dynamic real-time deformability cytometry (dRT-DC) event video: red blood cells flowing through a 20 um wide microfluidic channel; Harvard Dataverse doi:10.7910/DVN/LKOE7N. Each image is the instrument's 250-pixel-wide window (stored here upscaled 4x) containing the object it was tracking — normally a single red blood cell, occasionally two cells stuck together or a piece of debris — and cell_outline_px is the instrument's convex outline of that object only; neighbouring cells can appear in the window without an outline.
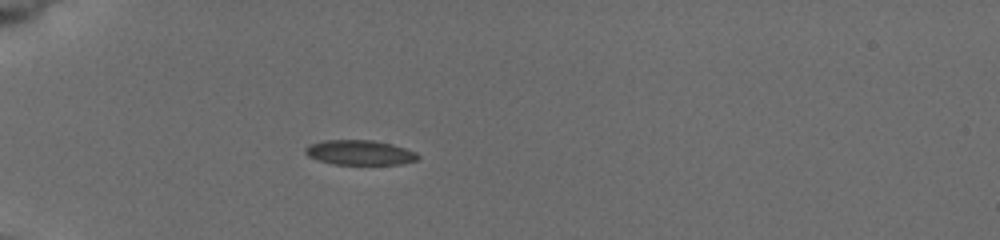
{"species": "common noctule bat (a hibernating species)", "species_latin": "Nyctalus noctula", "temperature_condition": "cold", "stored_images_in_passage": 41, "camera_frame_rate_fps": 3000, "um_per_image_px": 0.085, "animal": {"sex": "female", "body_mass_g": 19.5, "forearm_length_mm": 54.1}, "frame": {"image": 1, "passage_image": 9, "time_ms": 5.0, "image_size_px": [1000, 240], "cell_outline_px": [[420, 156], [416, 160], [404, 164], [332, 164], [316, 160], [308, 156], [304, 152], [304, 148], [308, 144], [324, 140], [372, 140], [392, 144], [416, 152]], "centroid_in_image_um": [30.54, 12.97], "position_along_channel_um": 54.5, "area_um2": 16.42}}
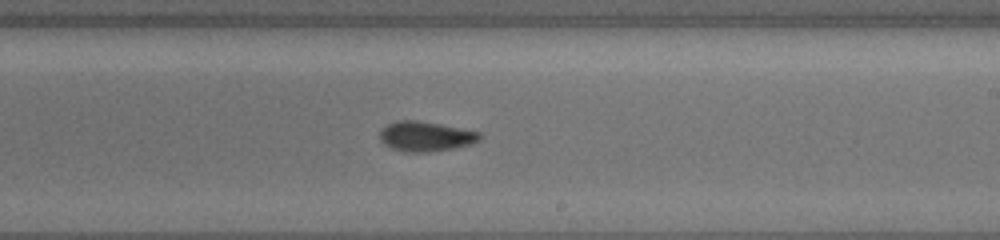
{"frame": {"image": 2, "passage_image": 25, "time_ms": 10.667, "image_size_px": [1000, 240], "cell_outline_px": [[484, 136], [480, 140], [472, 144], [456, 148], [428, 152], [404, 152], [392, 148], [384, 144], [380, 140], [380, 132], [388, 124], [400, 120], [416, 120], [440, 124], [480, 132]], "centroid_in_image_um": [36.22, 11.6], "position_along_channel_um": 252.8, "area_um2": 17.46}}
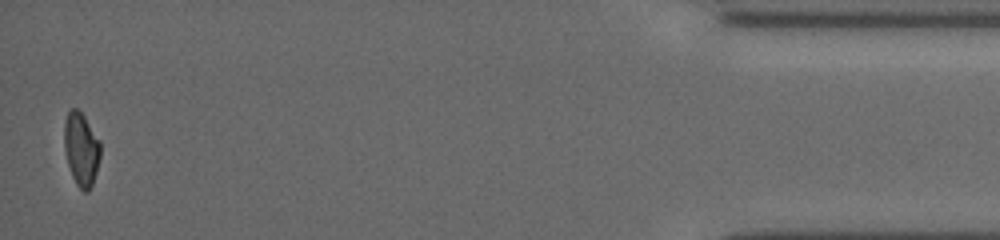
{"frame": {"image": 3, "passage_image": 41, "time_ms": 17.0, "image_size_px": [1000, 240], "cell_outline_px": [[100, 156], [96, 172], [92, 184], [88, 192], [84, 192], [76, 184], [72, 176], [68, 164], [64, 148], [64, 120], [68, 112], [72, 108], [76, 108], [84, 116], [100, 140]], "centroid_in_image_um": [6.9, 12.67], "position_along_channel_um": 428.3, "area_um2": 15.43}, "authors_computed_cell_mechanics": {"area_um2": 17.051, "velocity_mm_per_s": 3.895, "shape_relaxation_time_tau1_ms": 8.3749, "shape_relaxation_time_tau2_ms": 2.0682, "deformation_change_tau1": 0.1707, "deformation_change_tau2": 0.075}}